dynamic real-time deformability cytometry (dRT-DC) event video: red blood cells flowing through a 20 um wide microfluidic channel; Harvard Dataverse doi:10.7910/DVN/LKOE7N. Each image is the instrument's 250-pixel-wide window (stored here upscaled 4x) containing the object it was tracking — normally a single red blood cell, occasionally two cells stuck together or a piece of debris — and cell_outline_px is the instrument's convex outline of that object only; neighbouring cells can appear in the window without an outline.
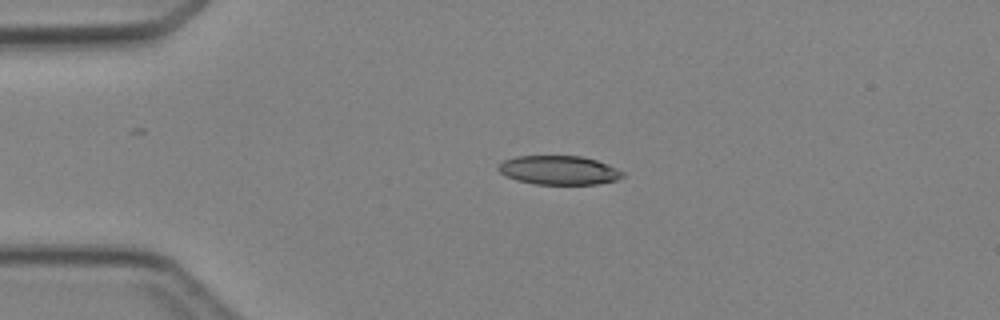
{"species": "Egyptian fruit bat (a non-hibernating species)", "species_latin": "Rousettus aegyptiacus", "temperature_condition": "cold", "stored_images_in_passage": 3, "camera_frame_rate_fps": 3000, "um_per_image_px": 0.085, "animal": {"sex": "female"}, "frame": {"image": 1, "passage_image": 3, "time_ms": 2.333, "image_size_px": [1000, 320], "cell_outline_px": [[624, 176], [616, 180], [596, 184], [536, 184], [516, 180], [504, 176], [496, 168], [504, 160], [516, 156], [580, 156], [596, 160], [608, 164], [624, 172]], "centroid_in_image_um": [47.49, 14.47], "position_along_channel_um": 37.5, "area_um2": 20.98}}